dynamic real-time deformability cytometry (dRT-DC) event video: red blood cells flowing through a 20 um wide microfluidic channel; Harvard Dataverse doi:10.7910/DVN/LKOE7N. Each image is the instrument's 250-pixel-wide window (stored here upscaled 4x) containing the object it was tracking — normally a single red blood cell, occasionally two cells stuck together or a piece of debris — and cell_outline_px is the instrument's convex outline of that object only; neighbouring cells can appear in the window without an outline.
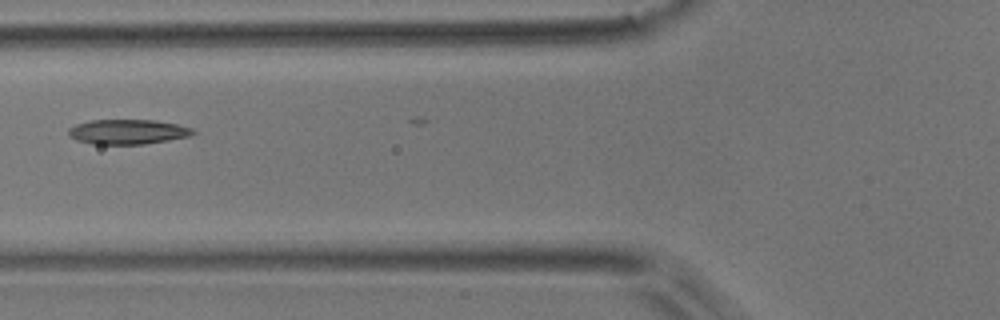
{"species": "common noctule bat (a hibernating species)", "species_latin": "Nyctalus noctula", "temperature_condition": "room temperature", "stored_images_in_passage": 6, "camera_frame_rate_fps": 3000, "um_per_image_px": 0.085, "animal": {"sex": "male", "body_mass_g": 17.9}, "frame": {"image": 1, "passage_image": 4, "time_ms": 1.0, "image_size_px": [1000, 320], "cell_outline_px": [[196, 132], [188, 136], [168, 140], [144, 144], [92, 144], [76, 140], [68, 136], [68, 128], [76, 124], [88, 120], [156, 120], [176, 124], [192, 128]], "centroid_in_image_um": [10.8, 11.2], "position_along_channel_um": 115.0, "area_um2": 18.03}}
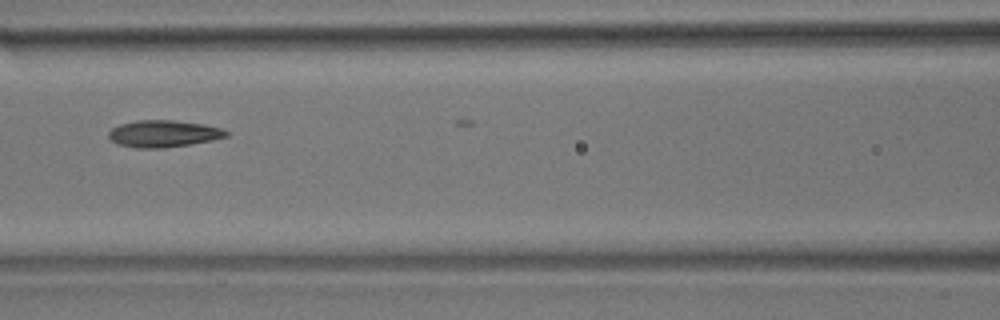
{"frame": {"image": 2, "passage_image": 5, "time_ms": 1.333, "image_size_px": [1000, 320], "cell_outline_px": [[228, 136], [212, 140], [188, 144], [160, 148], [136, 148], [116, 144], [108, 136], [108, 132], [112, 128], [120, 124], [136, 120], [172, 120], [204, 124], [220, 128], [228, 132]], "centroid_in_image_um": [13.86, 11.36], "position_along_channel_um": 152.7, "area_um2": 18.32}}